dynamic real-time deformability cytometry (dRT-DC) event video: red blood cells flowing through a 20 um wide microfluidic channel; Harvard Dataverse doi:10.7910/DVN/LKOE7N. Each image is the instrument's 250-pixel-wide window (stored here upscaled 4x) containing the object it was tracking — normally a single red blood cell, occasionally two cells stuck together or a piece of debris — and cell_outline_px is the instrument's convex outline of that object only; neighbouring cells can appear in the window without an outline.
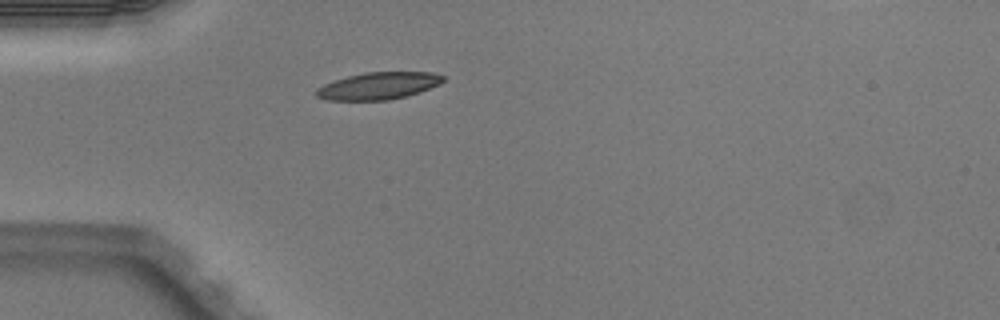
{"species": "Egyptian fruit bat (a non-hibernating species)", "species_latin": "Rousettus aegyptiacus", "temperature_condition": "warm", "stored_images_in_passage": 1, "camera_frame_rate_fps": 3000, "um_per_image_px": 0.085, "animal": {"sex": "male"}, "frame": {"image": 1, "passage_image": 1, "time_ms": 0.0, "image_size_px": [1000, 320], "cell_outline_px": [[444, 80], [440, 84], [420, 92], [408, 96], [388, 100], [328, 100], [316, 96], [316, 88], [324, 84], [348, 76], [364, 72], [432, 72], [444, 76]], "centroid_in_image_um": [32.19, 7.3], "position_along_channel_um": 52.8, "area_um2": 20.06}}